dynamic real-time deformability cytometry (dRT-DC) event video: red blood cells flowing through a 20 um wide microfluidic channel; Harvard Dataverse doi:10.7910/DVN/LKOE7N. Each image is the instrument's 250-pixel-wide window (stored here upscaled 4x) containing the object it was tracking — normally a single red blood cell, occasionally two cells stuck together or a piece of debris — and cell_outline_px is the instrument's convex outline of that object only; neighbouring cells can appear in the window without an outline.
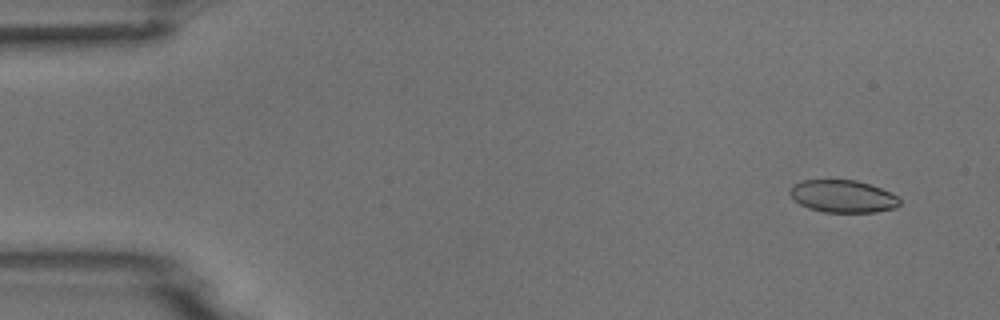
{"species": "common noctule bat (a hibernating species)", "species_latin": "Nyctalus noctula", "temperature_condition": "room temperature", "stored_images_in_passage": 4, "camera_frame_rate_fps": 3000, "um_per_image_px": 0.085, "animal": {"sex": "male", "body_mass_g": 18.8}, "frame": {"image": 1, "passage_image": 1, "time_ms": 0.0, "image_size_px": [1000, 320], "cell_outline_px": [[900, 204], [896, 208], [876, 212], [824, 212], [808, 208], [792, 200], [788, 192], [792, 184], [804, 180], [856, 180], [880, 188], [896, 196], [900, 200]], "centroid_in_image_um": [71.59, 16.69], "position_along_channel_um": 13.4, "area_um2": 20.81}}
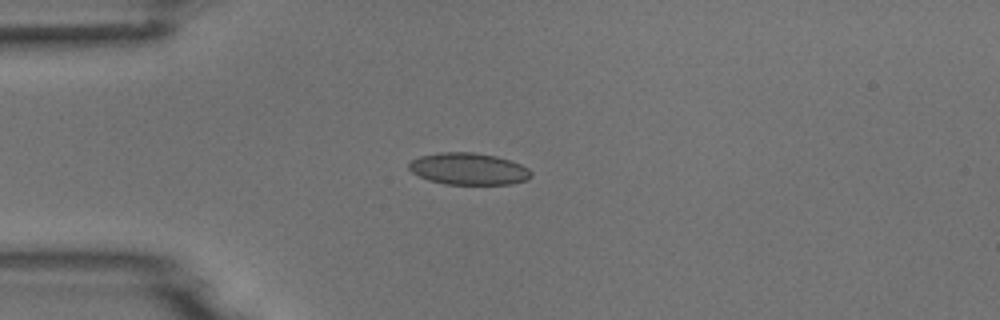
{"frame": {"image": 2, "passage_image": 3, "time_ms": 3.333, "image_size_px": [1000, 320], "cell_outline_px": [[532, 176], [524, 180], [512, 184], [444, 184], [428, 180], [412, 172], [408, 168], [408, 164], [412, 160], [420, 156], [440, 152], [472, 152], [496, 156], [520, 164], [528, 168], [532, 172]], "centroid_in_image_um": [39.81, 14.35], "position_along_channel_um": 45.2, "area_um2": 22.6}}